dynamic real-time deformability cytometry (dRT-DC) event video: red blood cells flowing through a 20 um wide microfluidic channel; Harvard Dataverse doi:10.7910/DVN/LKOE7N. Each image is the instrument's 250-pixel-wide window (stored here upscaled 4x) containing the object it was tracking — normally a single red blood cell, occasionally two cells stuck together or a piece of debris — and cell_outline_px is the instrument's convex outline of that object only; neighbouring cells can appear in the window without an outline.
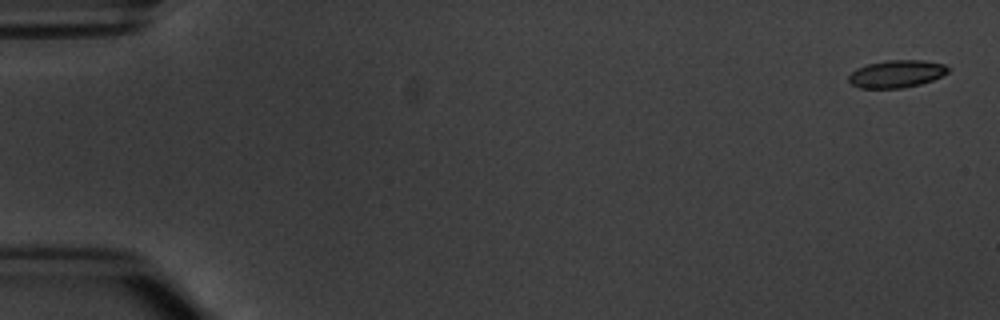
{"species": "common noctule bat (a hibernating species)", "species_latin": "Nyctalus noctula", "temperature_condition": "warm", "stored_images_in_passage": 6, "camera_frame_rate_fps": 3000, "um_per_image_px": 0.085, "animal": {"sex": "male", "body_mass_g": 20.1, "forearm_length_mm": 53.5}, "frame": {"image": 1, "passage_image": 1, "time_ms": 0.0, "image_size_px": [1000, 320], "cell_outline_px": [[948, 72], [932, 80], [920, 84], [900, 88], [860, 88], [852, 84], [848, 80], [848, 76], [856, 68], [868, 64], [888, 60], [924, 60], [944, 64], [948, 68]], "centroid_in_image_um": [76.18, 6.27], "position_along_channel_um": 8.8, "area_um2": 15.78}}
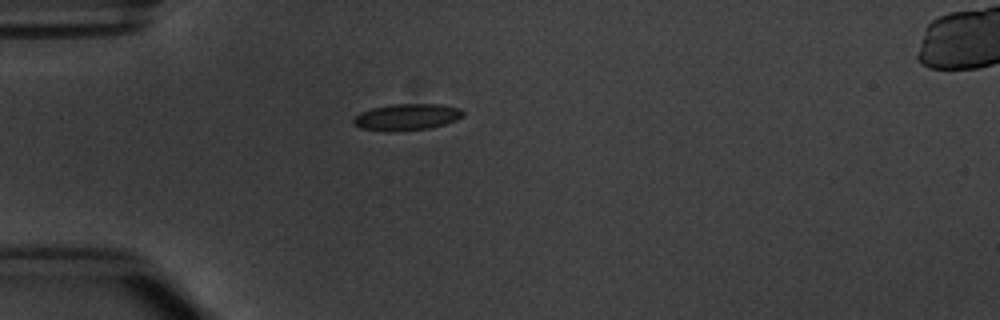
{"frame": {"image": 2, "passage_image": 5, "time_ms": 4.667, "image_size_px": [1000, 320], "cell_outline_px": [[464, 116], [456, 120], [444, 124], [428, 128], [392, 132], [388, 132], [360, 128], [352, 124], [352, 120], [360, 112], [372, 108], [392, 104], [440, 104], [460, 108], [464, 112]], "centroid_in_image_um": [34.56, 9.95], "position_along_channel_um": 50.4, "area_um2": 17.05}}